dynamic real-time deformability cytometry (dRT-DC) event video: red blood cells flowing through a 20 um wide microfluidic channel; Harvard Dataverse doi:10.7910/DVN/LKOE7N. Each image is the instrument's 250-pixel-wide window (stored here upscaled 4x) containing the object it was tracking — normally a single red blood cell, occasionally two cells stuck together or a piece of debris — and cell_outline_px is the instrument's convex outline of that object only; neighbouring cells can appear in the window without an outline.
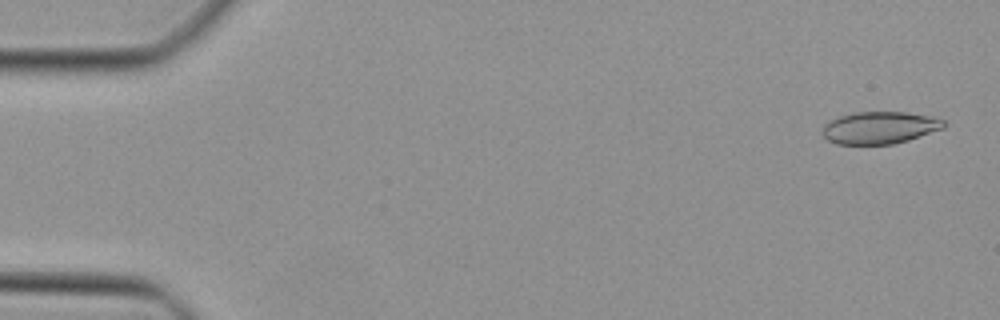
{"species": "Egyptian fruit bat (a non-hibernating species)", "species_latin": "Rousettus aegyptiacus", "temperature_condition": "cold", "stored_images_in_passage": 47, "camera_frame_rate_fps": 3000, "um_per_image_px": 0.085, "animal": {"sex": "female"}, "frame": {"image": 1, "passage_image": 2, "time_ms": 0.333, "image_size_px": [1000, 320], "cell_outline_px": [[944, 128], [908, 140], [892, 144], [836, 144], [828, 140], [824, 136], [824, 124], [828, 120], [840, 116], [856, 112], [904, 112], [932, 116], [944, 120]], "centroid_in_image_um": [74.77, 10.85], "position_along_channel_um": 10.2, "area_um2": 22.66}}
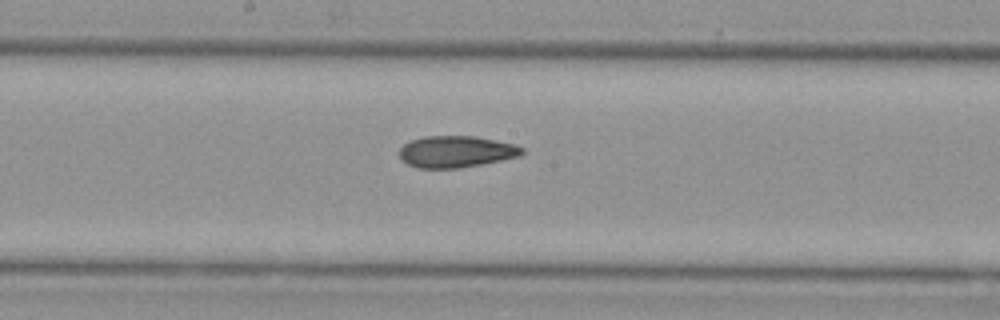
{"frame": {"image": 2, "passage_image": 25, "time_ms": 8.0, "image_size_px": [1000, 320], "cell_outline_px": [[524, 152], [520, 156], [480, 164], [456, 168], [416, 168], [400, 160], [400, 148], [404, 144], [412, 140], [424, 136], [476, 136], [516, 144], [524, 148]], "centroid_in_image_um": [38.77, 12.88], "position_along_channel_um": 209.4, "area_um2": 22.6}}
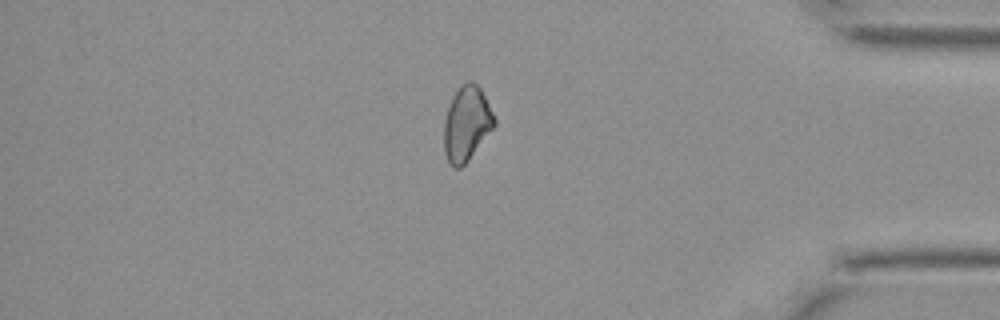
{"frame": {"image": 3, "passage_image": 40, "time_ms": 13.0, "image_size_px": [1000, 320], "cell_outline_px": [[496, 124], [468, 160], [460, 168], [452, 168], [444, 152], [444, 120], [452, 96], [460, 84], [468, 80], [472, 80], [480, 88], [496, 120]], "centroid_in_image_um": [39.64, 10.49], "position_along_channel_um": 395.6, "area_um2": 21.79}}